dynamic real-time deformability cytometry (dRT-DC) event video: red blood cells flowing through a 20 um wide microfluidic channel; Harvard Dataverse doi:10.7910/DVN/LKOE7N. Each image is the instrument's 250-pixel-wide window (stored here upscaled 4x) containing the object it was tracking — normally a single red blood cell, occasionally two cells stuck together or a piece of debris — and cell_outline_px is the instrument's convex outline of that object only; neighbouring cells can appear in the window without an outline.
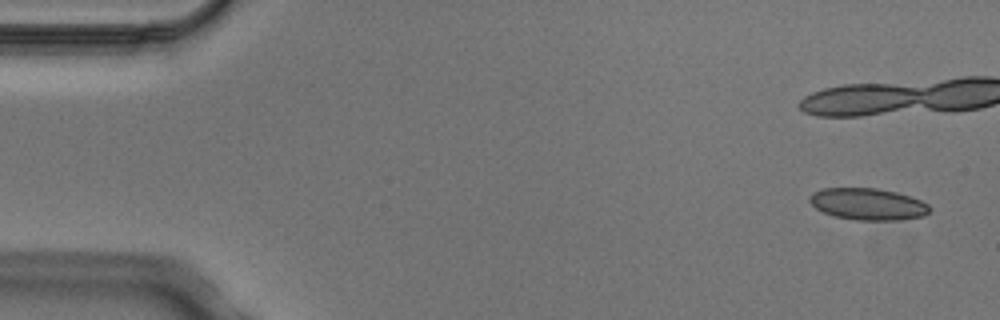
{"species": "Egyptian fruit bat (a non-hibernating species)", "species_latin": "Rousettus aegyptiacus", "temperature_condition": "cold", "stored_images_in_passage": 4, "camera_frame_rate_fps": 3000, "um_per_image_px": 0.085, "animal": {"sex": "male"}, "frame": {"image": 1, "passage_image": 1, "time_ms": 0.0, "image_size_px": [1000, 320], "cell_outline_px": [[932, 208], [924, 216], [900, 220], [856, 220], [836, 216], [824, 212], [816, 208], [808, 200], [808, 196], [812, 192], [824, 188], [876, 188], [896, 192], [920, 200], [928, 204]], "centroid_in_image_um": [73.77, 17.34], "position_along_channel_um": 11.2, "area_um2": 22.2}}
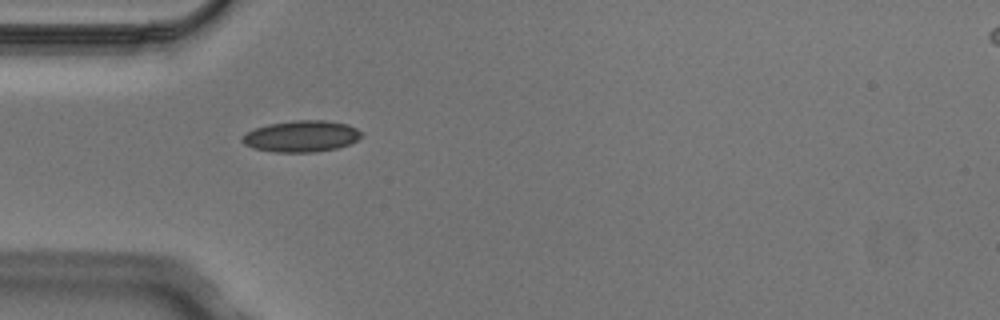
{"frame": {"image": 2, "passage_image": 4, "time_ms": 1.0, "image_size_px": [1000, 320], "cell_outline_px": [[364, 136], [348, 144], [336, 148], [316, 152], [276, 152], [252, 148], [244, 144], [240, 140], [248, 132], [256, 128], [268, 124], [296, 120], [324, 120], [348, 124], [364, 132]], "centroid_in_image_um": [25.65, 11.58], "position_along_channel_um": 59.3, "area_um2": 21.79}}